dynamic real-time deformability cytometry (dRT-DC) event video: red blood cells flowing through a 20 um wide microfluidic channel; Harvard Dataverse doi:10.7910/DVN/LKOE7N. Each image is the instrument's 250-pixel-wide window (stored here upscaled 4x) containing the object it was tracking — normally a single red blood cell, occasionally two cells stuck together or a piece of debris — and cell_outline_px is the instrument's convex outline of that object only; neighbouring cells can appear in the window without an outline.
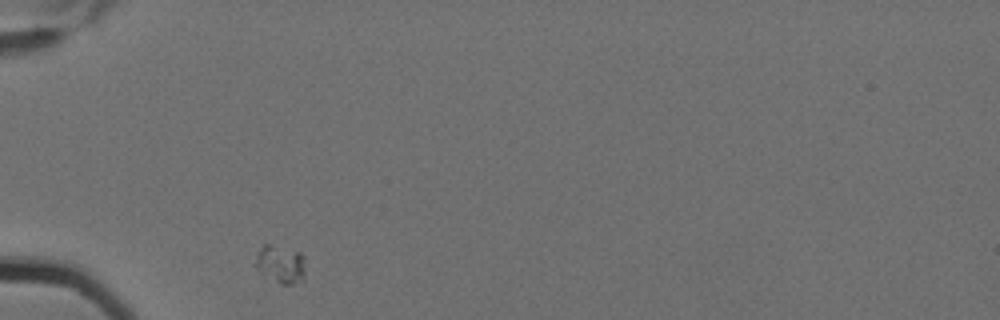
{"species": "Egyptian fruit bat (a non-hibernating species)", "species_latin": "Rousettus aegyptiacus", "temperature_condition": "cold", "stored_images_in_passage": 3, "camera_frame_rate_fps": 3000, "um_per_image_px": 0.085, "animal": {"sex": "female"}, "frame": {"image": 1, "passage_image": 1, "time_ms": 0.0, "image_size_px": [1000, 320], "cell_outline_px": [[304, 276], [292, 284], [280, 284], [256, 268], [256, 252], [264, 244], [268, 244], [300, 252], [304, 256]], "centroid_in_image_um": [23.84, 22.42], "position_along_channel_um": 61.2, "area_um2": 10.69}}